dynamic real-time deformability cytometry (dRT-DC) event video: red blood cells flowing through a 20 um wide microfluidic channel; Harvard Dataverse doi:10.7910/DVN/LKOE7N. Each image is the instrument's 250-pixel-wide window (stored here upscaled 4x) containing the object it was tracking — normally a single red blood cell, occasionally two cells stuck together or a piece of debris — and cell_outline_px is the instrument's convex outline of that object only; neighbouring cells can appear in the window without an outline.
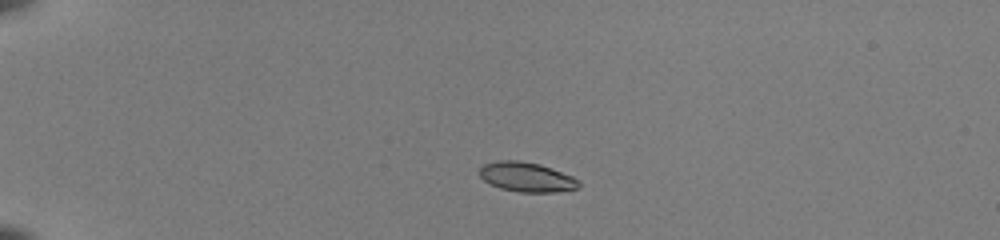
{"species": "common noctule bat (a hibernating species)", "species_latin": "Nyctalus noctula", "temperature_condition": "room temperature", "stored_images_in_passage": 40, "camera_frame_rate_fps": 3000, "um_per_image_px": 0.085, "animal": {"sex": "female", "body_mass_g": 22.0, "forearm_length_mm": 56.7}, "frame": {"image": 1, "passage_image": 1, "time_ms": 0.0, "image_size_px": [1000, 240], "cell_outline_px": [[580, 188], [556, 192], [520, 192], [500, 188], [484, 180], [480, 176], [480, 168], [484, 164], [500, 160], [520, 160], [540, 164], [572, 176], [580, 180]], "centroid_in_image_um": [44.8, 15.05], "position_along_channel_um": 40.2, "area_um2": 17.11}}
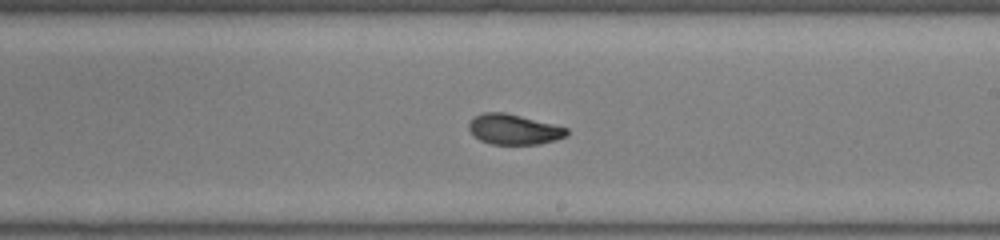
{"frame": {"image": 2, "passage_image": 21, "time_ms": 6.667, "image_size_px": [1000, 240], "cell_outline_px": [[568, 136], [556, 140], [540, 144], [488, 144], [472, 136], [468, 128], [468, 124], [476, 116], [484, 112], [504, 112], [568, 128]], "centroid_in_image_um": [43.66, 11.01], "position_along_channel_um": 245.3, "area_um2": 17.28}}
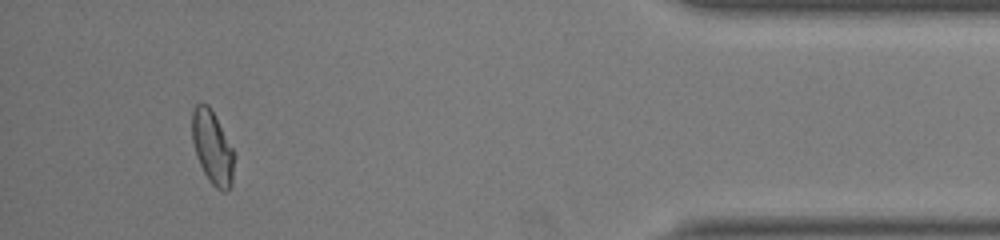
{"frame": {"image": 3, "passage_image": 37, "time_ms": 12.0, "image_size_px": [1000, 240], "cell_outline_px": [[236, 156], [232, 184], [228, 192], [224, 192], [216, 188], [208, 180], [200, 164], [192, 140], [192, 108], [196, 104], [208, 104], [232, 148]], "centroid_in_image_um": [18.07, 12.59], "position_along_channel_um": 417.1, "area_um2": 17.92}, "authors_computed_cell_mechanics": {"area_um2": 17.6579, "velocity_mm_per_s": 4.0207, "shape_relaxation_time_tau1_ms": 7.4133, "shape_relaxation_time_tau2_ms": 1.3949, "deformation_change_tau1": 0.2237, "deformation_change_tau2": 0.0586}}